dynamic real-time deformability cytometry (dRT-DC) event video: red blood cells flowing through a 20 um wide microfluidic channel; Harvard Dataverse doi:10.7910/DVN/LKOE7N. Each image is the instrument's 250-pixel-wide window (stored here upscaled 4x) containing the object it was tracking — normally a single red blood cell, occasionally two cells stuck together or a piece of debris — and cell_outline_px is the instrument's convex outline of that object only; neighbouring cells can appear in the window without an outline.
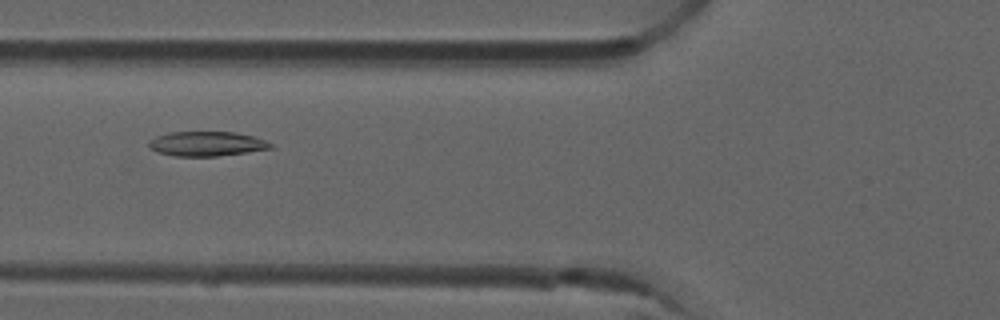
{"species": "common noctule bat (a hibernating species)", "species_latin": "Nyctalus noctula", "temperature_condition": "room temperature", "stored_images_in_passage": 7, "camera_frame_rate_fps": 3000, "um_per_image_px": 0.085, "animal": {"sex": "male", "forearm_length_mm": 52.5}, "frame": {"image": 1, "passage_image": 5, "time_ms": 1.333, "image_size_px": [1000, 320], "cell_outline_px": [[272, 148], [248, 152], [216, 156], [172, 156], [156, 152], [148, 148], [148, 140], [156, 136], [168, 132], [236, 132], [252, 136], [264, 140], [272, 144]], "centroid_in_image_um": [17.5, 12.22], "position_along_channel_um": 108.3, "area_um2": 17.57}}
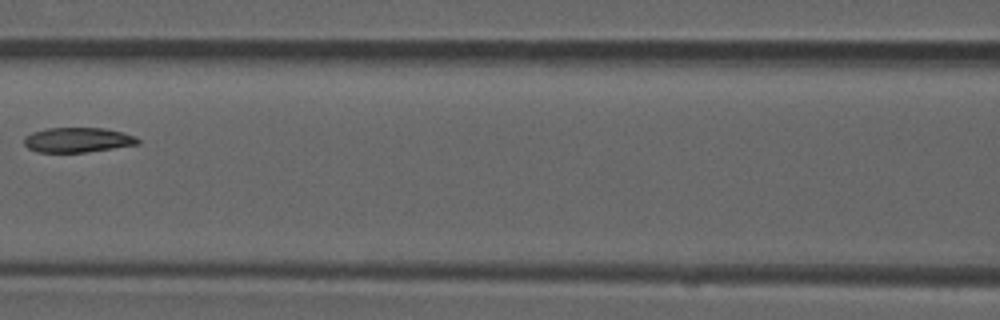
{"frame": {"image": 2, "passage_image": 6, "time_ms": 1.667, "image_size_px": [1000, 320], "cell_outline_px": [[140, 144], [84, 152], [36, 152], [28, 148], [24, 144], [24, 136], [32, 132], [48, 128], [104, 128], [124, 132], [136, 136], [140, 140]], "centroid_in_image_um": [6.61, 11.89], "position_along_channel_um": 160.0, "area_um2": 16.53}}
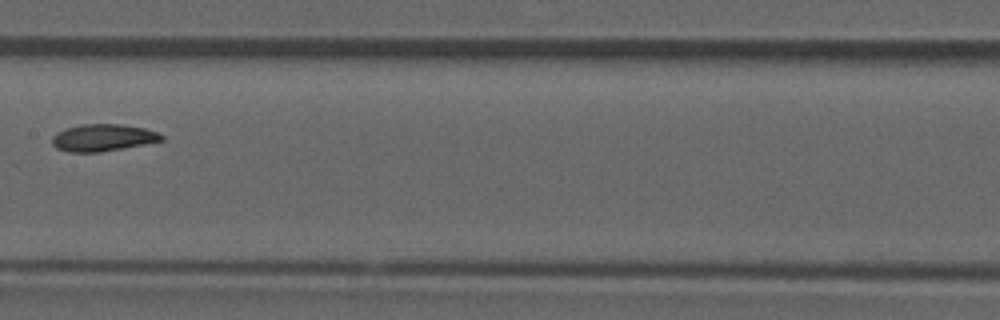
{"frame": {"image": 3, "passage_image": 7, "time_ms": 2.0, "image_size_px": [1000, 320], "cell_outline_px": [[164, 140], [124, 148], [100, 152], [68, 152], [56, 148], [52, 144], [52, 136], [56, 132], [64, 128], [80, 124], [120, 124], [144, 128], [156, 132], [164, 136]], "centroid_in_image_um": [8.71, 11.7], "position_along_channel_um": 198.7, "area_um2": 17.34}}